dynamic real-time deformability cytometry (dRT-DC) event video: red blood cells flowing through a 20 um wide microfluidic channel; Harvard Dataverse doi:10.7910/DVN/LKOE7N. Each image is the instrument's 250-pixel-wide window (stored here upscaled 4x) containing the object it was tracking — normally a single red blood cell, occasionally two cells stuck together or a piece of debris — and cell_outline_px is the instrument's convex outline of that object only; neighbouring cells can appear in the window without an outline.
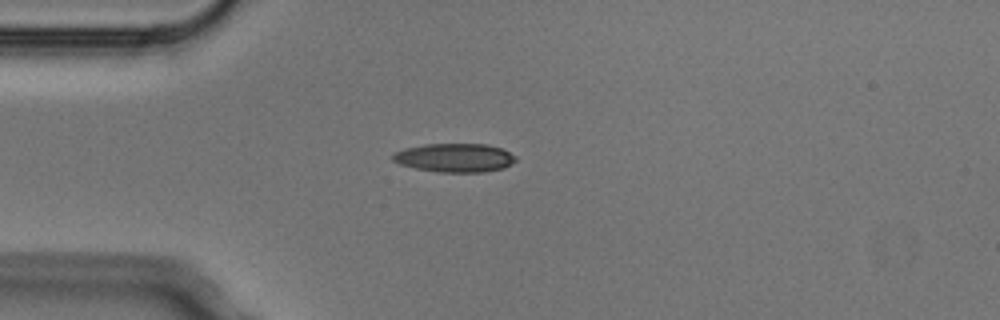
{"species": "Egyptian fruit bat (a non-hibernating species)", "species_latin": "Rousettus aegyptiacus", "temperature_condition": "cold", "stored_images_in_passage": 1, "camera_frame_rate_fps": 3000, "um_per_image_px": 0.085, "animal": {"sex": "male"}, "frame": {"image": 1, "passage_image": 1, "time_ms": 0.0, "image_size_px": [1000, 320], "cell_outline_px": [[516, 160], [512, 164], [504, 168], [484, 172], [440, 172], [416, 168], [400, 164], [392, 160], [392, 156], [396, 152], [404, 148], [424, 144], [488, 144], [500, 148], [516, 156]], "centroid_in_image_um": [38.67, 13.41], "position_along_channel_um": 46.3, "area_um2": 20.52}}